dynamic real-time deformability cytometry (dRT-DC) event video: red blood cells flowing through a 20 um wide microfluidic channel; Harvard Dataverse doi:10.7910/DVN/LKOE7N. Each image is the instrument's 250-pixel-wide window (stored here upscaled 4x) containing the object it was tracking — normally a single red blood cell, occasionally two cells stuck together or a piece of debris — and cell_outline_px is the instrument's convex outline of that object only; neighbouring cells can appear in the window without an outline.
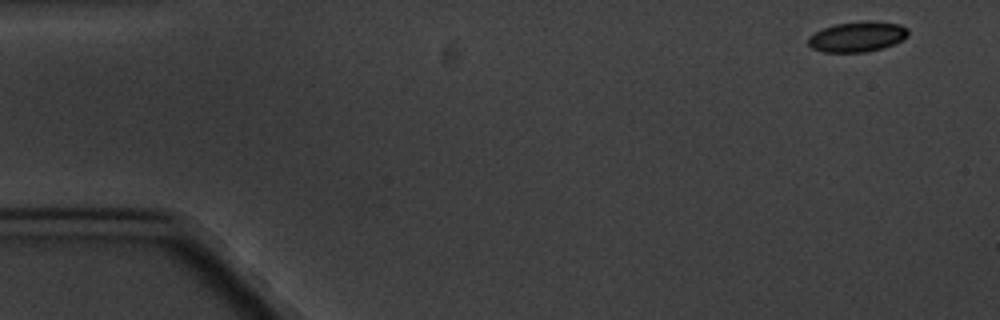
{"species": "common noctule bat (a hibernating species)", "species_latin": "Nyctalus noctula", "temperature_condition": "cold", "stored_images_in_passage": 5, "camera_frame_rate_fps": 3000, "um_per_image_px": 0.085, "animal": {"sex": "male", "body_mass_g": 20.1, "forearm_length_mm": 53.5}, "frame": {"image": 1, "passage_image": 1, "time_ms": 0.0, "image_size_px": [1000, 320], "cell_outline_px": [[908, 36], [892, 44], [880, 48], [864, 52], [824, 52], [812, 48], [808, 44], [808, 36], [824, 28], [836, 24], [860, 20], [872, 20], [900, 24], [908, 28]], "centroid_in_image_um": [72.87, 3.1], "position_along_channel_um": 12.1, "area_um2": 17.63}}
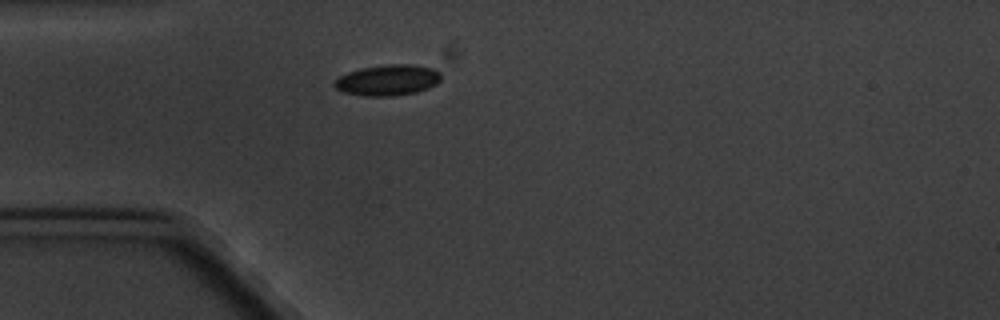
{"frame": {"image": 2, "passage_image": 4, "time_ms": 4.333, "image_size_px": [1000, 320], "cell_outline_px": [[440, 80], [436, 84], [428, 88], [416, 92], [392, 96], [364, 96], [344, 92], [336, 88], [332, 84], [340, 76], [348, 72], [360, 68], [388, 64], [412, 64], [432, 68], [440, 72]], "centroid_in_image_um": [32.96, 6.81], "position_along_channel_um": 52.0, "area_um2": 19.13}}